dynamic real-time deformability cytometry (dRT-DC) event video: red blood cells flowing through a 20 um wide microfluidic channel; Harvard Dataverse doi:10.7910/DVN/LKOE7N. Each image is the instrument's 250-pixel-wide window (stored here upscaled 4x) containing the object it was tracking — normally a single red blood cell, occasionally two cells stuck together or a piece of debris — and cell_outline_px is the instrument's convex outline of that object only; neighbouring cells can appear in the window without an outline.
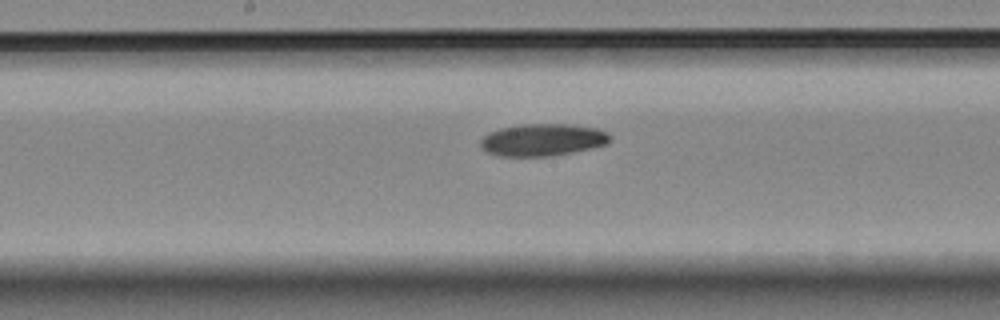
{"species": "Egyptian fruit bat (a non-hibernating species)", "species_latin": "Rousettus aegyptiacus", "temperature_condition": "room temperature", "stored_images_in_passage": 9, "segment_of_instrument_passage": [2, 2], "camera_frame_rate_fps": 3000, "um_per_image_px": 0.085, "animal": {"sex": "female"}, "frame": {"image": 1, "passage_image": 9, "time_ms": 2.667, "image_size_px": [1000, 320], "cell_outline_px": [[612, 140], [608, 144], [592, 148], [552, 156], [500, 156], [484, 152], [480, 148], [480, 140], [488, 132], [500, 128], [516, 124], [568, 124], [596, 128], [608, 132], [612, 136]], "centroid_in_image_um": [46.11, 11.88], "position_along_channel_um": 202.1, "area_um2": 24.74}}